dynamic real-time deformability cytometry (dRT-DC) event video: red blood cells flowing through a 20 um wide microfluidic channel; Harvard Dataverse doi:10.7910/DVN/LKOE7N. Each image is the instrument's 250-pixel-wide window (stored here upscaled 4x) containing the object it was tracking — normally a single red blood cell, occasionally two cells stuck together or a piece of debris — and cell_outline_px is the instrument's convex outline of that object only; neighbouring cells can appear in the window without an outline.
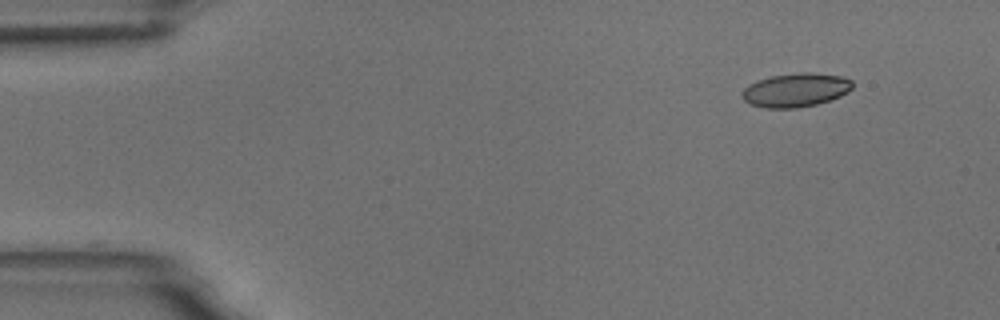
{"species": "common noctule bat (a hibernating species)", "species_latin": "Nyctalus noctula", "temperature_condition": "room temperature", "stored_images_in_passage": 4, "camera_frame_rate_fps": 3000, "um_per_image_px": 0.085, "animal": {"sex": "male", "body_mass_g": 18.8}, "frame": {"image": 1, "passage_image": 1, "time_ms": 0.0, "image_size_px": [1000, 320], "cell_outline_px": [[852, 88], [848, 92], [840, 96], [816, 104], [796, 108], [764, 108], [748, 104], [740, 96], [740, 92], [748, 84], [756, 80], [772, 76], [796, 72], [812, 72], [840, 76], [852, 80]], "centroid_in_image_um": [67.57, 7.65], "position_along_channel_um": 17.4, "area_um2": 21.96}}
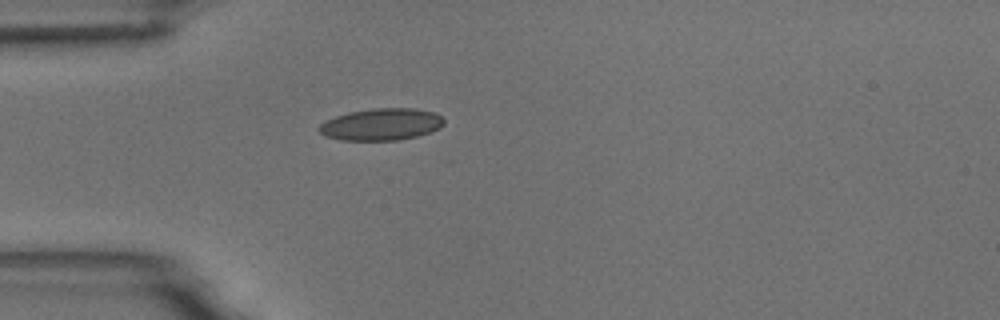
{"frame": {"image": 2, "passage_image": 4, "time_ms": 3.333, "image_size_px": [1000, 320], "cell_outline_px": [[444, 124], [440, 128], [416, 136], [396, 140], [340, 140], [324, 136], [316, 128], [324, 120], [348, 112], [372, 108], [416, 108], [432, 112], [440, 116], [444, 120]], "centroid_in_image_um": [32.36, 10.56], "position_along_channel_um": 52.6, "area_um2": 23.29}}